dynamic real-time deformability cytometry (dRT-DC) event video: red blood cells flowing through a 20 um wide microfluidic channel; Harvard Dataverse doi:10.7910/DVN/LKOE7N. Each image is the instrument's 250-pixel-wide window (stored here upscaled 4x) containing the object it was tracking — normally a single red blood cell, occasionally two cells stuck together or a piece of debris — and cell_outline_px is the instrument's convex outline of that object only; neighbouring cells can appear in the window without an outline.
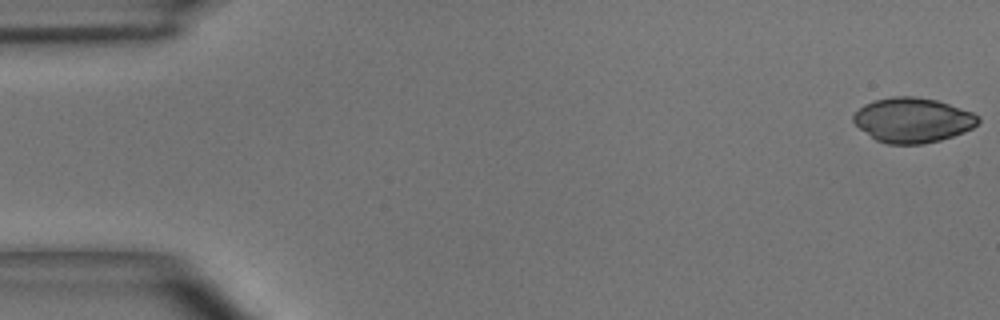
{"species": "common noctule bat (a hibernating species)", "species_latin": "Nyctalus noctula", "temperature_condition": "room temperature", "stored_images_in_passage": 49, "camera_frame_rate_fps": 3000, "um_per_image_px": 0.085, "animal": {"sex": "male", "body_mass_g": 15.6}, "frame": {"image": 1, "passage_image": 1, "time_ms": 0.0, "image_size_px": [1000, 320], "cell_outline_px": [[980, 120], [972, 128], [964, 132], [940, 140], [924, 144], [888, 144], [876, 140], [860, 128], [852, 120], [852, 116], [864, 104], [876, 100], [892, 96], [916, 96], [936, 100], [972, 112], [980, 116]], "centroid_in_image_um": [77.58, 10.21], "position_along_channel_um": 7.4, "area_um2": 32.43}}